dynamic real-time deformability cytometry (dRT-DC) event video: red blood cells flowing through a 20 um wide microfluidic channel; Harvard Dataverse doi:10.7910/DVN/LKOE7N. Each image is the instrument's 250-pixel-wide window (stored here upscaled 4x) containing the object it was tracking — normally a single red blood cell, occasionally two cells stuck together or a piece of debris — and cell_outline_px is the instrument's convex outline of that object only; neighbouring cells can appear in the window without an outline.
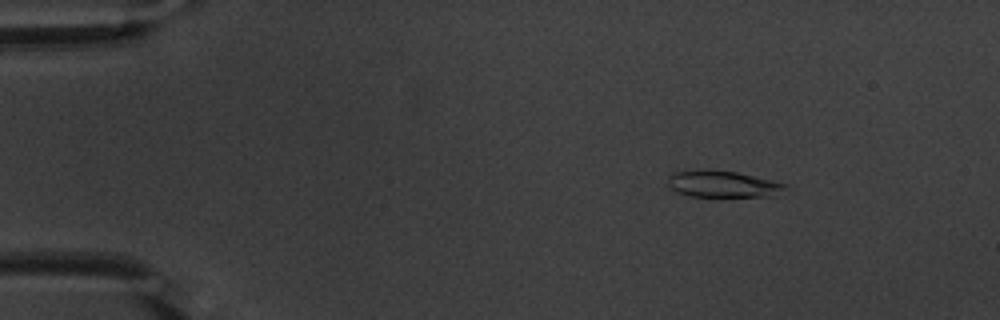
{"species": "common noctule bat (a hibernating species)", "species_latin": "Nyctalus noctula", "temperature_condition": "warm", "stored_images_in_passage": 49, "camera_frame_rate_fps": 3000, "um_per_image_px": 0.085, "animal": {"sex": "male", "body_mass_g": 20.1, "forearm_length_mm": 53.5}, "frame": {"image": 1, "passage_image": 3, "time_ms": 0.667, "image_size_px": [1000, 320], "cell_outline_px": [[788, 188], [776, 196], [688, 196], [676, 192], [668, 184], [668, 176], [672, 172], [708, 168], [736, 172], [772, 180], [788, 184]], "centroid_in_image_um": [61.44, 15.63], "position_along_channel_um": 23.6, "area_um2": 18.5}}
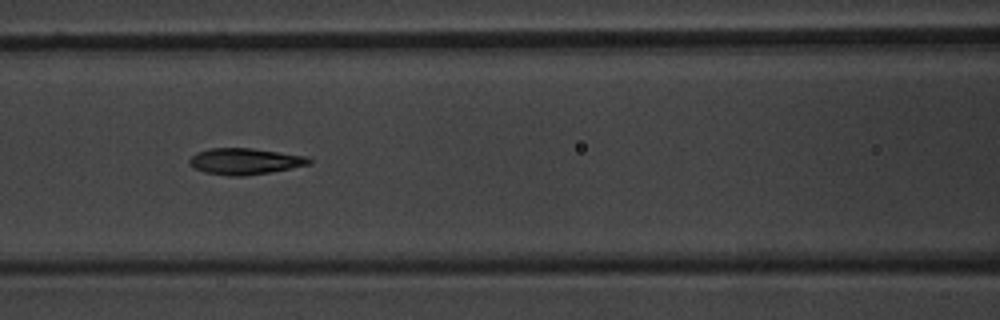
{"frame": {"image": 2, "passage_image": 19, "time_ms": 6.0, "image_size_px": [1000, 320], "cell_outline_px": [[312, 164], [268, 172], [244, 176], [228, 176], [204, 172], [192, 168], [188, 164], [188, 160], [196, 152], [212, 148], [252, 148], [308, 156], [312, 160]], "centroid_in_image_um": [20.79, 13.71], "position_along_channel_um": 145.8, "area_um2": 18.44}}
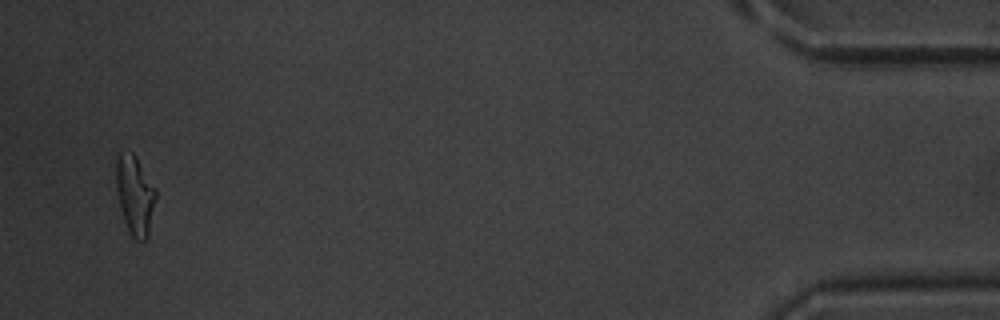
{"frame": {"image": 3, "passage_image": 47, "time_ms": 15.333, "image_size_px": [1000, 320], "cell_outline_px": [[156, 196], [148, 236], [144, 240], [136, 240], [132, 236], [124, 220], [116, 188], [116, 160], [120, 152], [132, 152], [136, 156], [156, 188]], "centroid_in_image_um": [11.48, 16.55], "position_along_channel_um": 423.7, "area_um2": 18.09}, "authors_computed_cell_mechanics": {"area_um2": 18.1492, "velocity_mm_per_s": 3.8268, "shape_relaxation_time_tau1_ms": 3.4905, "shape_relaxation_time_tau2_ms": 2.1889, "deformation_change_tau1": 0.1682, "deformation_change_tau2": 0.0937}}